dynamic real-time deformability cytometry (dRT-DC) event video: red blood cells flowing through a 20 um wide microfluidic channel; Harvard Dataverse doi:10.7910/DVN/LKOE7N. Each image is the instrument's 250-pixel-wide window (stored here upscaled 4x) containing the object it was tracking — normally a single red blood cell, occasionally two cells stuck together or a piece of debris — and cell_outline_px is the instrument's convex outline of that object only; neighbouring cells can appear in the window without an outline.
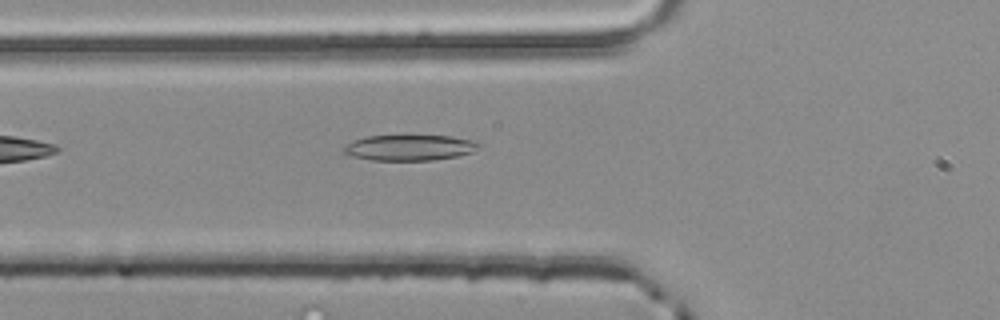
{"species": "common noctule bat (a hibernating species)", "species_latin": "Nyctalus noctula", "temperature_condition": "room temperature", "stored_images_in_passage": 4, "camera_frame_rate_fps": 3000, "um_per_image_px": 0.085, "animal": {"sex": "male", "body_mass_g": 20.4}, "frame": {"image": 1, "passage_image": 4, "time_ms": 1.0, "image_size_px": [1000, 320], "cell_outline_px": [[480, 144], [472, 152], [456, 156], [432, 160], [372, 160], [352, 156], [344, 152], [344, 148], [352, 140], [368, 136], [452, 136], [472, 140]], "centroid_in_image_um": [34.8, 12.55], "position_along_channel_um": 91.0, "area_um2": 19.88}}